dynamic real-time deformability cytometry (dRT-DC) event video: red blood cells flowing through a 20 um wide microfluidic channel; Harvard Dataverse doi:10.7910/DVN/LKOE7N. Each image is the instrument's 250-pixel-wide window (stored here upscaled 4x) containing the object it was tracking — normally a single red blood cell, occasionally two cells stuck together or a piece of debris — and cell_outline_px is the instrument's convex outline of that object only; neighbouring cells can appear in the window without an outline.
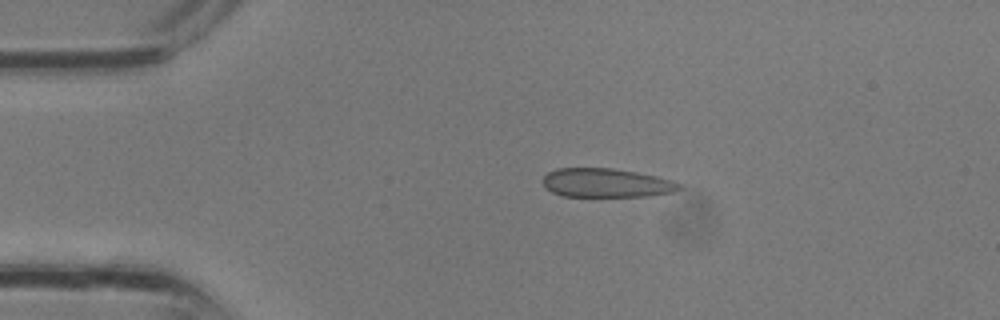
{"species": "common noctule bat (a hibernating species)", "species_latin": "Nyctalus noctula", "temperature_condition": "room temperature", "stored_images_in_passage": 4, "camera_frame_rate_fps": 3000, "um_per_image_px": 0.085, "animal": {"sex": "male", "body_mass_g": 13.3}, "frame": {"image": 1, "passage_image": 4, "time_ms": 1.0, "image_size_px": [1000, 320], "cell_outline_px": [[684, 188], [672, 192], [648, 196], [564, 196], [552, 192], [544, 188], [544, 176], [548, 172], [556, 168], [612, 168], [636, 172], [656, 176], [672, 180], [680, 184]], "centroid_in_image_um": [51.54, 15.54], "position_along_channel_um": 33.5, "area_um2": 22.95}}